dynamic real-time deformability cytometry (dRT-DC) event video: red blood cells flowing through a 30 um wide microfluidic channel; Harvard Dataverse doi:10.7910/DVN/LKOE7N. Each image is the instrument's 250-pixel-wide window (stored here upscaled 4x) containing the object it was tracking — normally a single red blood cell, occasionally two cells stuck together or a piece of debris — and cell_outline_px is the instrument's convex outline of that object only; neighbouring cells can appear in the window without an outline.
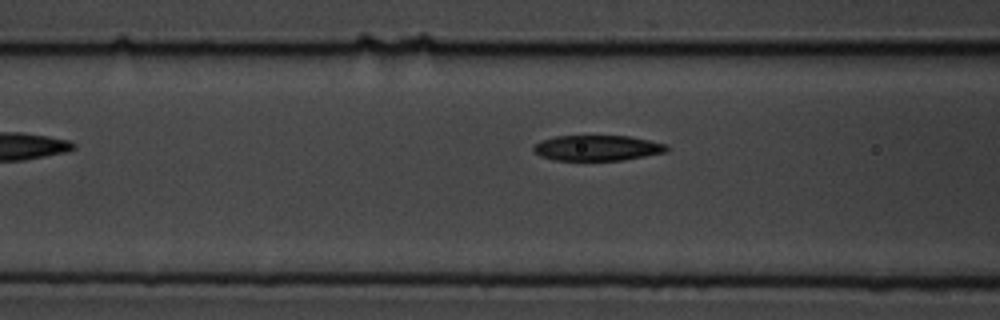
{"species": "common noctule bat (a hibernating species)", "species_latin": "Nyctalus noctula", "temperature_condition": "cold", "stored_images_in_passage": 5, "camera_frame_rate_fps": 3000, "um_per_image_px": 0.085, "animal": {"sex": "male", "body_mass_g": 19.5, "forearm_length_mm": 54.6}, "frame": {"image": 1, "passage_image": 5, "time_ms": 4.667, "image_size_px": [1000, 320], "cell_outline_px": [[672, 148], [668, 152], [624, 160], [556, 160], [540, 156], [532, 148], [532, 144], [540, 140], [556, 136], [628, 136], [668, 144]], "centroid_in_image_um": [50.81, 12.57], "position_along_channel_um": 115.8, "area_um2": 20.0}}